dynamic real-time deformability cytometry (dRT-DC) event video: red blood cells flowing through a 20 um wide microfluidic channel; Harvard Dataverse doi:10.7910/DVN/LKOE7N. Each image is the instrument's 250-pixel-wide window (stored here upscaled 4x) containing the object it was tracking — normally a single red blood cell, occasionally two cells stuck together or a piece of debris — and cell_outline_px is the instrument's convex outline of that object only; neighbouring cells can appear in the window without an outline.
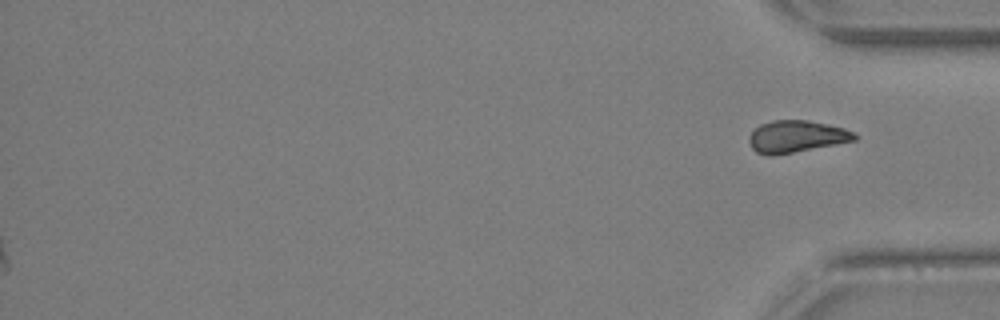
{"species": "Egyptian fruit bat (a non-hibernating species)", "species_latin": "Rousettus aegyptiacus", "temperature_condition": "warm", "stored_images_in_passage": 28, "segment_of_instrument_passage": [2, 2], "camera_frame_rate_fps": 3000, "um_per_image_px": 0.085, "animal": {"sex": "female"}, "frame": {"image": 1, "passage_image": 28, "time_ms": 9.0, "image_size_px": [1000, 320], "cell_outline_px": [[856, 140], [772, 156], [768, 156], [756, 152], [752, 148], [748, 140], [748, 136], [760, 124], [772, 120], [808, 120], [844, 128], [852, 132], [856, 136]], "centroid_in_image_um": [67.64, 11.6], "position_along_channel_um": 367.6, "area_um2": 19.48}}